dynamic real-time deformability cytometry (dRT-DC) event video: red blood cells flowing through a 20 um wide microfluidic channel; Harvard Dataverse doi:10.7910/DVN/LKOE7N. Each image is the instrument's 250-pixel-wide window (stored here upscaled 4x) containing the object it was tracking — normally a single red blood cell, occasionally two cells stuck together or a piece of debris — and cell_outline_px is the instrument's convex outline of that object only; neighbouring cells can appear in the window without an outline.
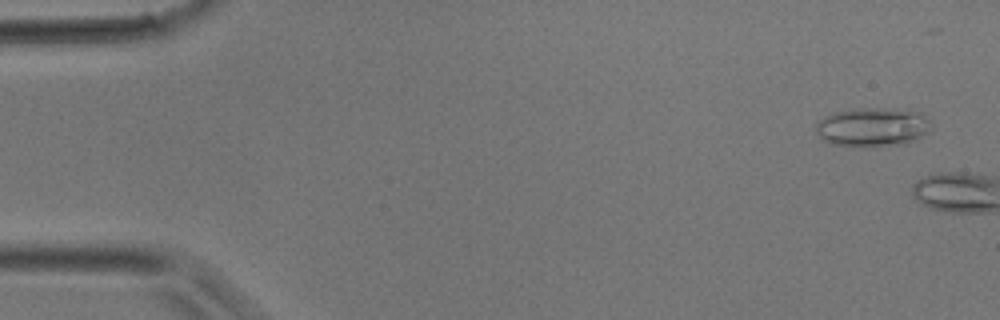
{"species": "common noctule bat (a hibernating species)", "species_latin": "Nyctalus noctula", "temperature_condition": "room temperature", "stored_images_in_passage": 4, "camera_frame_rate_fps": 3000, "um_per_image_px": 0.085, "animal": {"sex": "male", "body_mass_g": 17.9}, "frame": {"image": 1, "passage_image": 2, "time_ms": 0.333, "image_size_px": [1000, 320], "cell_outline_px": [[932, 132], [916, 140], [904, 144], [832, 144], [824, 140], [816, 132], [816, 124], [824, 116], [832, 112], [876, 108], [920, 112], [928, 120], [932, 128]], "centroid_in_image_um": [74.22, 10.78], "position_along_channel_um": 10.8, "area_um2": 25.26}}